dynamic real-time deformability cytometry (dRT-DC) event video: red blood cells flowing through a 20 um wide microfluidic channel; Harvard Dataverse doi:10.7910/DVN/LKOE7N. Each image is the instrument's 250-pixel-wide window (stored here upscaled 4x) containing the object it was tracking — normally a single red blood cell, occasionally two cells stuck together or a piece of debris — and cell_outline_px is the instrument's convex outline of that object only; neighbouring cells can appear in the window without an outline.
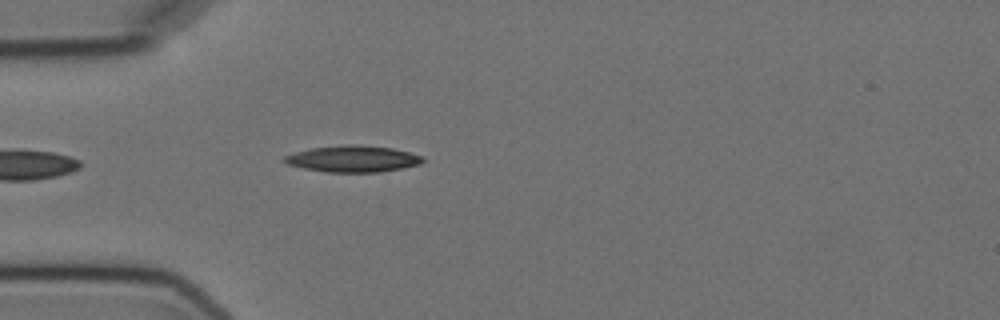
{"species": "Egyptian fruit bat (a non-hibernating species)", "species_latin": "Rousettus aegyptiacus", "temperature_condition": "cold", "stored_images_in_passage": 1, "camera_frame_rate_fps": 3000, "um_per_image_px": 0.085, "animal": {"sex": "female"}, "frame": {"image": 1, "passage_image": 1, "time_ms": 0.0, "image_size_px": [1000, 320], "cell_outline_px": [[424, 160], [420, 164], [380, 172], [328, 172], [304, 168], [288, 164], [284, 160], [284, 156], [296, 152], [312, 148], [348, 144], [352, 144], [392, 148], [424, 156]], "centroid_in_image_um": [30.02, 13.5], "position_along_channel_um": 55.0, "area_um2": 21.04}}